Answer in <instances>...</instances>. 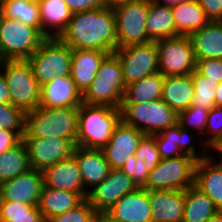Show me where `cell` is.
<instances>
[{
  "label": "cell",
  "mask_w": 222,
  "mask_h": 222,
  "mask_svg": "<svg viewBox=\"0 0 222 222\" xmlns=\"http://www.w3.org/2000/svg\"><path fill=\"white\" fill-rule=\"evenodd\" d=\"M59 39L72 50H99L112 54L117 49L113 8L102 7L73 13Z\"/></svg>",
  "instance_id": "6da1fadb"
},
{
  "label": "cell",
  "mask_w": 222,
  "mask_h": 222,
  "mask_svg": "<svg viewBox=\"0 0 222 222\" xmlns=\"http://www.w3.org/2000/svg\"><path fill=\"white\" fill-rule=\"evenodd\" d=\"M121 120V111L109 105L82 103L78 109L76 146L102 149Z\"/></svg>",
  "instance_id": "7a4b0ae2"
},
{
  "label": "cell",
  "mask_w": 222,
  "mask_h": 222,
  "mask_svg": "<svg viewBox=\"0 0 222 222\" xmlns=\"http://www.w3.org/2000/svg\"><path fill=\"white\" fill-rule=\"evenodd\" d=\"M79 107H41L26 112L25 133L22 137L64 139L77 138Z\"/></svg>",
  "instance_id": "3957f363"
},
{
  "label": "cell",
  "mask_w": 222,
  "mask_h": 222,
  "mask_svg": "<svg viewBox=\"0 0 222 222\" xmlns=\"http://www.w3.org/2000/svg\"><path fill=\"white\" fill-rule=\"evenodd\" d=\"M125 86L118 57L114 53L108 54L101 62L96 77L82 94V102L120 109Z\"/></svg>",
  "instance_id": "277c9868"
},
{
  "label": "cell",
  "mask_w": 222,
  "mask_h": 222,
  "mask_svg": "<svg viewBox=\"0 0 222 222\" xmlns=\"http://www.w3.org/2000/svg\"><path fill=\"white\" fill-rule=\"evenodd\" d=\"M201 155L186 153L175 158L161 159L149 172L143 188L148 191H185L194 185L195 167Z\"/></svg>",
  "instance_id": "5b68a950"
},
{
  "label": "cell",
  "mask_w": 222,
  "mask_h": 222,
  "mask_svg": "<svg viewBox=\"0 0 222 222\" xmlns=\"http://www.w3.org/2000/svg\"><path fill=\"white\" fill-rule=\"evenodd\" d=\"M73 50L59 38H46L27 59L38 84L70 75Z\"/></svg>",
  "instance_id": "8992f818"
},
{
  "label": "cell",
  "mask_w": 222,
  "mask_h": 222,
  "mask_svg": "<svg viewBox=\"0 0 222 222\" xmlns=\"http://www.w3.org/2000/svg\"><path fill=\"white\" fill-rule=\"evenodd\" d=\"M1 71L10 92V104L25 113L40 106L41 86L27 60H6Z\"/></svg>",
  "instance_id": "52a82bcc"
},
{
  "label": "cell",
  "mask_w": 222,
  "mask_h": 222,
  "mask_svg": "<svg viewBox=\"0 0 222 222\" xmlns=\"http://www.w3.org/2000/svg\"><path fill=\"white\" fill-rule=\"evenodd\" d=\"M121 120L145 135H155L174 126L178 114L162 99L145 103L121 104Z\"/></svg>",
  "instance_id": "ba28073f"
},
{
  "label": "cell",
  "mask_w": 222,
  "mask_h": 222,
  "mask_svg": "<svg viewBox=\"0 0 222 222\" xmlns=\"http://www.w3.org/2000/svg\"><path fill=\"white\" fill-rule=\"evenodd\" d=\"M45 39L35 27L16 19L0 18V51L6 60H27Z\"/></svg>",
  "instance_id": "9c48e42d"
},
{
  "label": "cell",
  "mask_w": 222,
  "mask_h": 222,
  "mask_svg": "<svg viewBox=\"0 0 222 222\" xmlns=\"http://www.w3.org/2000/svg\"><path fill=\"white\" fill-rule=\"evenodd\" d=\"M149 0H135L113 8L117 48L152 42L146 31Z\"/></svg>",
  "instance_id": "30bf717a"
},
{
  "label": "cell",
  "mask_w": 222,
  "mask_h": 222,
  "mask_svg": "<svg viewBox=\"0 0 222 222\" xmlns=\"http://www.w3.org/2000/svg\"><path fill=\"white\" fill-rule=\"evenodd\" d=\"M159 72L164 76L190 75L196 59L189 36H175L156 41Z\"/></svg>",
  "instance_id": "8fae6325"
},
{
  "label": "cell",
  "mask_w": 222,
  "mask_h": 222,
  "mask_svg": "<svg viewBox=\"0 0 222 222\" xmlns=\"http://www.w3.org/2000/svg\"><path fill=\"white\" fill-rule=\"evenodd\" d=\"M113 53L121 63L125 85L159 72L156 42L120 47Z\"/></svg>",
  "instance_id": "7c38bea8"
},
{
  "label": "cell",
  "mask_w": 222,
  "mask_h": 222,
  "mask_svg": "<svg viewBox=\"0 0 222 222\" xmlns=\"http://www.w3.org/2000/svg\"><path fill=\"white\" fill-rule=\"evenodd\" d=\"M30 168L43 171L73 155L76 139L22 137Z\"/></svg>",
  "instance_id": "4fadbf2b"
},
{
  "label": "cell",
  "mask_w": 222,
  "mask_h": 222,
  "mask_svg": "<svg viewBox=\"0 0 222 222\" xmlns=\"http://www.w3.org/2000/svg\"><path fill=\"white\" fill-rule=\"evenodd\" d=\"M137 188L132 178L121 169H111L108 176L87 193L86 200L103 215L120 198Z\"/></svg>",
  "instance_id": "5bb4252c"
},
{
  "label": "cell",
  "mask_w": 222,
  "mask_h": 222,
  "mask_svg": "<svg viewBox=\"0 0 222 222\" xmlns=\"http://www.w3.org/2000/svg\"><path fill=\"white\" fill-rule=\"evenodd\" d=\"M145 136L140 130L122 120L115 126L111 139L101 149L111 169H120L134 155Z\"/></svg>",
  "instance_id": "9a60e30c"
},
{
  "label": "cell",
  "mask_w": 222,
  "mask_h": 222,
  "mask_svg": "<svg viewBox=\"0 0 222 222\" xmlns=\"http://www.w3.org/2000/svg\"><path fill=\"white\" fill-rule=\"evenodd\" d=\"M103 216L109 222H153L148 190L137 188L127 193Z\"/></svg>",
  "instance_id": "2e32d148"
},
{
  "label": "cell",
  "mask_w": 222,
  "mask_h": 222,
  "mask_svg": "<svg viewBox=\"0 0 222 222\" xmlns=\"http://www.w3.org/2000/svg\"><path fill=\"white\" fill-rule=\"evenodd\" d=\"M43 186L42 171L31 168L0 184V200L38 206Z\"/></svg>",
  "instance_id": "e0dca14e"
},
{
  "label": "cell",
  "mask_w": 222,
  "mask_h": 222,
  "mask_svg": "<svg viewBox=\"0 0 222 222\" xmlns=\"http://www.w3.org/2000/svg\"><path fill=\"white\" fill-rule=\"evenodd\" d=\"M194 186L222 211V163L209 152H203L196 163Z\"/></svg>",
  "instance_id": "ac0fdd59"
},
{
  "label": "cell",
  "mask_w": 222,
  "mask_h": 222,
  "mask_svg": "<svg viewBox=\"0 0 222 222\" xmlns=\"http://www.w3.org/2000/svg\"><path fill=\"white\" fill-rule=\"evenodd\" d=\"M73 156L75 157L83 183V193H87L96 185L101 183L111 170L109 163L100 149H89L75 147Z\"/></svg>",
  "instance_id": "d6986e66"
},
{
  "label": "cell",
  "mask_w": 222,
  "mask_h": 222,
  "mask_svg": "<svg viewBox=\"0 0 222 222\" xmlns=\"http://www.w3.org/2000/svg\"><path fill=\"white\" fill-rule=\"evenodd\" d=\"M82 103V93L70 75L55 78L41 86V107H79Z\"/></svg>",
  "instance_id": "ffe728a7"
},
{
  "label": "cell",
  "mask_w": 222,
  "mask_h": 222,
  "mask_svg": "<svg viewBox=\"0 0 222 222\" xmlns=\"http://www.w3.org/2000/svg\"><path fill=\"white\" fill-rule=\"evenodd\" d=\"M153 222H182L185 191H148Z\"/></svg>",
  "instance_id": "44dd1931"
},
{
  "label": "cell",
  "mask_w": 222,
  "mask_h": 222,
  "mask_svg": "<svg viewBox=\"0 0 222 222\" xmlns=\"http://www.w3.org/2000/svg\"><path fill=\"white\" fill-rule=\"evenodd\" d=\"M44 185L57 190L83 192L80 169L72 155L42 171Z\"/></svg>",
  "instance_id": "7402d4cb"
},
{
  "label": "cell",
  "mask_w": 222,
  "mask_h": 222,
  "mask_svg": "<svg viewBox=\"0 0 222 222\" xmlns=\"http://www.w3.org/2000/svg\"><path fill=\"white\" fill-rule=\"evenodd\" d=\"M152 136L155 138L161 159L175 158L186 153H203L201 150H198L199 148L196 146V141L193 140L178 123Z\"/></svg>",
  "instance_id": "603a6c76"
},
{
  "label": "cell",
  "mask_w": 222,
  "mask_h": 222,
  "mask_svg": "<svg viewBox=\"0 0 222 222\" xmlns=\"http://www.w3.org/2000/svg\"><path fill=\"white\" fill-rule=\"evenodd\" d=\"M108 53L99 50L74 49L70 76L83 94L97 75L100 64Z\"/></svg>",
  "instance_id": "cb8c5ba5"
},
{
  "label": "cell",
  "mask_w": 222,
  "mask_h": 222,
  "mask_svg": "<svg viewBox=\"0 0 222 222\" xmlns=\"http://www.w3.org/2000/svg\"><path fill=\"white\" fill-rule=\"evenodd\" d=\"M85 198L86 195L83 192L57 190L44 185L38 202V209L45 222H48L54 216L77 207Z\"/></svg>",
  "instance_id": "d4e9b609"
},
{
  "label": "cell",
  "mask_w": 222,
  "mask_h": 222,
  "mask_svg": "<svg viewBox=\"0 0 222 222\" xmlns=\"http://www.w3.org/2000/svg\"><path fill=\"white\" fill-rule=\"evenodd\" d=\"M195 59H222V22L209 21L190 36Z\"/></svg>",
  "instance_id": "484cf974"
},
{
  "label": "cell",
  "mask_w": 222,
  "mask_h": 222,
  "mask_svg": "<svg viewBox=\"0 0 222 222\" xmlns=\"http://www.w3.org/2000/svg\"><path fill=\"white\" fill-rule=\"evenodd\" d=\"M38 5L42 34L46 38H59L66 29L73 12L64 0H41Z\"/></svg>",
  "instance_id": "4316f807"
},
{
  "label": "cell",
  "mask_w": 222,
  "mask_h": 222,
  "mask_svg": "<svg viewBox=\"0 0 222 222\" xmlns=\"http://www.w3.org/2000/svg\"><path fill=\"white\" fill-rule=\"evenodd\" d=\"M193 96L194 85L191 74L165 77L162 100L177 114L191 106Z\"/></svg>",
  "instance_id": "83f0119b"
},
{
  "label": "cell",
  "mask_w": 222,
  "mask_h": 222,
  "mask_svg": "<svg viewBox=\"0 0 222 222\" xmlns=\"http://www.w3.org/2000/svg\"><path fill=\"white\" fill-rule=\"evenodd\" d=\"M146 31L152 42L175 37V24L172 7L149 0Z\"/></svg>",
  "instance_id": "f1b7e54d"
},
{
  "label": "cell",
  "mask_w": 222,
  "mask_h": 222,
  "mask_svg": "<svg viewBox=\"0 0 222 222\" xmlns=\"http://www.w3.org/2000/svg\"><path fill=\"white\" fill-rule=\"evenodd\" d=\"M175 36H190L210 20L206 17L204 9L197 0L187 3H178L172 7Z\"/></svg>",
  "instance_id": "f546056e"
},
{
  "label": "cell",
  "mask_w": 222,
  "mask_h": 222,
  "mask_svg": "<svg viewBox=\"0 0 222 222\" xmlns=\"http://www.w3.org/2000/svg\"><path fill=\"white\" fill-rule=\"evenodd\" d=\"M165 77L160 73L125 86L122 104L145 103L162 99Z\"/></svg>",
  "instance_id": "4dcf8cb0"
},
{
  "label": "cell",
  "mask_w": 222,
  "mask_h": 222,
  "mask_svg": "<svg viewBox=\"0 0 222 222\" xmlns=\"http://www.w3.org/2000/svg\"><path fill=\"white\" fill-rule=\"evenodd\" d=\"M218 211L214 202L194 185L185 190L182 222H206Z\"/></svg>",
  "instance_id": "1f68e13d"
},
{
  "label": "cell",
  "mask_w": 222,
  "mask_h": 222,
  "mask_svg": "<svg viewBox=\"0 0 222 222\" xmlns=\"http://www.w3.org/2000/svg\"><path fill=\"white\" fill-rule=\"evenodd\" d=\"M28 153L21 140L0 155V184L30 170Z\"/></svg>",
  "instance_id": "d6a6232c"
},
{
  "label": "cell",
  "mask_w": 222,
  "mask_h": 222,
  "mask_svg": "<svg viewBox=\"0 0 222 222\" xmlns=\"http://www.w3.org/2000/svg\"><path fill=\"white\" fill-rule=\"evenodd\" d=\"M2 16L16 19L41 31L39 5L26 0H1Z\"/></svg>",
  "instance_id": "836d02e7"
},
{
  "label": "cell",
  "mask_w": 222,
  "mask_h": 222,
  "mask_svg": "<svg viewBox=\"0 0 222 222\" xmlns=\"http://www.w3.org/2000/svg\"><path fill=\"white\" fill-rule=\"evenodd\" d=\"M2 222H45L38 206L0 200Z\"/></svg>",
  "instance_id": "e575fe53"
},
{
  "label": "cell",
  "mask_w": 222,
  "mask_h": 222,
  "mask_svg": "<svg viewBox=\"0 0 222 222\" xmlns=\"http://www.w3.org/2000/svg\"><path fill=\"white\" fill-rule=\"evenodd\" d=\"M208 111L201 106L191 105L178 113L177 123L193 140L196 139L195 141L198 142L201 135L205 133Z\"/></svg>",
  "instance_id": "d590c367"
},
{
  "label": "cell",
  "mask_w": 222,
  "mask_h": 222,
  "mask_svg": "<svg viewBox=\"0 0 222 222\" xmlns=\"http://www.w3.org/2000/svg\"><path fill=\"white\" fill-rule=\"evenodd\" d=\"M194 85L192 106H201L210 110L215 107L214 96L219 84L207 76L200 74L196 69L191 73Z\"/></svg>",
  "instance_id": "8d00e7d4"
},
{
  "label": "cell",
  "mask_w": 222,
  "mask_h": 222,
  "mask_svg": "<svg viewBox=\"0 0 222 222\" xmlns=\"http://www.w3.org/2000/svg\"><path fill=\"white\" fill-rule=\"evenodd\" d=\"M198 141L202 152H211L222 141V107L215 106L208 111L205 133Z\"/></svg>",
  "instance_id": "74e56055"
},
{
  "label": "cell",
  "mask_w": 222,
  "mask_h": 222,
  "mask_svg": "<svg viewBox=\"0 0 222 222\" xmlns=\"http://www.w3.org/2000/svg\"><path fill=\"white\" fill-rule=\"evenodd\" d=\"M25 114L12 104L0 103V129L14 131L22 139L25 133Z\"/></svg>",
  "instance_id": "f35d334b"
},
{
  "label": "cell",
  "mask_w": 222,
  "mask_h": 222,
  "mask_svg": "<svg viewBox=\"0 0 222 222\" xmlns=\"http://www.w3.org/2000/svg\"><path fill=\"white\" fill-rule=\"evenodd\" d=\"M99 216L85 198L77 207L54 216L48 222H95Z\"/></svg>",
  "instance_id": "ab89813d"
},
{
  "label": "cell",
  "mask_w": 222,
  "mask_h": 222,
  "mask_svg": "<svg viewBox=\"0 0 222 222\" xmlns=\"http://www.w3.org/2000/svg\"><path fill=\"white\" fill-rule=\"evenodd\" d=\"M138 159L144 161L147 170L150 172L161 161L155 138L151 135H145L135 152Z\"/></svg>",
  "instance_id": "60d3db41"
},
{
  "label": "cell",
  "mask_w": 222,
  "mask_h": 222,
  "mask_svg": "<svg viewBox=\"0 0 222 222\" xmlns=\"http://www.w3.org/2000/svg\"><path fill=\"white\" fill-rule=\"evenodd\" d=\"M120 169L132 178L138 188H143L145 186L149 171L147 170L144 161L138 159L135 154L129 156Z\"/></svg>",
  "instance_id": "b9f144b4"
},
{
  "label": "cell",
  "mask_w": 222,
  "mask_h": 222,
  "mask_svg": "<svg viewBox=\"0 0 222 222\" xmlns=\"http://www.w3.org/2000/svg\"><path fill=\"white\" fill-rule=\"evenodd\" d=\"M196 70L200 74L216 80L218 84L222 82V59L206 58L196 60Z\"/></svg>",
  "instance_id": "7bdbcfd3"
},
{
  "label": "cell",
  "mask_w": 222,
  "mask_h": 222,
  "mask_svg": "<svg viewBox=\"0 0 222 222\" xmlns=\"http://www.w3.org/2000/svg\"><path fill=\"white\" fill-rule=\"evenodd\" d=\"M204 9L210 21H220L222 18V0H197Z\"/></svg>",
  "instance_id": "ee69618b"
},
{
  "label": "cell",
  "mask_w": 222,
  "mask_h": 222,
  "mask_svg": "<svg viewBox=\"0 0 222 222\" xmlns=\"http://www.w3.org/2000/svg\"><path fill=\"white\" fill-rule=\"evenodd\" d=\"M73 13L105 7L104 0H64Z\"/></svg>",
  "instance_id": "f6af8a7d"
},
{
  "label": "cell",
  "mask_w": 222,
  "mask_h": 222,
  "mask_svg": "<svg viewBox=\"0 0 222 222\" xmlns=\"http://www.w3.org/2000/svg\"><path fill=\"white\" fill-rule=\"evenodd\" d=\"M22 139L14 132L6 129H0V155L13 148Z\"/></svg>",
  "instance_id": "bcb514c9"
},
{
  "label": "cell",
  "mask_w": 222,
  "mask_h": 222,
  "mask_svg": "<svg viewBox=\"0 0 222 222\" xmlns=\"http://www.w3.org/2000/svg\"><path fill=\"white\" fill-rule=\"evenodd\" d=\"M0 103L10 104V92L2 71H0Z\"/></svg>",
  "instance_id": "7dc6e473"
},
{
  "label": "cell",
  "mask_w": 222,
  "mask_h": 222,
  "mask_svg": "<svg viewBox=\"0 0 222 222\" xmlns=\"http://www.w3.org/2000/svg\"><path fill=\"white\" fill-rule=\"evenodd\" d=\"M154 1H156L160 5L173 7L177 5L178 3H187V2H192L195 0H154Z\"/></svg>",
  "instance_id": "c3c4849f"
},
{
  "label": "cell",
  "mask_w": 222,
  "mask_h": 222,
  "mask_svg": "<svg viewBox=\"0 0 222 222\" xmlns=\"http://www.w3.org/2000/svg\"><path fill=\"white\" fill-rule=\"evenodd\" d=\"M209 153L212 154L219 162L222 163V141L216 147H214Z\"/></svg>",
  "instance_id": "681fc988"
},
{
  "label": "cell",
  "mask_w": 222,
  "mask_h": 222,
  "mask_svg": "<svg viewBox=\"0 0 222 222\" xmlns=\"http://www.w3.org/2000/svg\"><path fill=\"white\" fill-rule=\"evenodd\" d=\"M135 0H104L105 7L114 8L120 4H124Z\"/></svg>",
  "instance_id": "f907efd6"
},
{
  "label": "cell",
  "mask_w": 222,
  "mask_h": 222,
  "mask_svg": "<svg viewBox=\"0 0 222 222\" xmlns=\"http://www.w3.org/2000/svg\"><path fill=\"white\" fill-rule=\"evenodd\" d=\"M214 101L215 106L222 107V82L219 83L218 89L215 92Z\"/></svg>",
  "instance_id": "816d5d0a"
},
{
  "label": "cell",
  "mask_w": 222,
  "mask_h": 222,
  "mask_svg": "<svg viewBox=\"0 0 222 222\" xmlns=\"http://www.w3.org/2000/svg\"><path fill=\"white\" fill-rule=\"evenodd\" d=\"M206 222H222V211H218L212 217H210Z\"/></svg>",
  "instance_id": "f5cc1de1"
},
{
  "label": "cell",
  "mask_w": 222,
  "mask_h": 222,
  "mask_svg": "<svg viewBox=\"0 0 222 222\" xmlns=\"http://www.w3.org/2000/svg\"><path fill=\"white\" fill-rule=\"evenodd\" d=\"M5 61H6V59L3 57V55H2V53L0 51V71H1Z\"/></svg>",
  "instance_id": "db71d44e"
},
{
  "label": "cell",
  "mask_w": 222,
  "mask_h": 222,
  "mask_svg": "<svg viewBox=\"0 0 222 222\" xmlns=\"http://www.w3.org/2000/svg\"><path fill=\"white\" fill-rule=\"evenodd\" d=\"M95 222H109L103 215H100Z\"/></svg>",
  "instance_id": "11a10c76"
},
{
  "label": "cell",
  "mask_w": 222,
  "mask_h": 222,
  "mask_svg": "<svg viewBox=\"0 0 222 222\" xmlns=\"http://www.w3.org/2000/svg\"><path fill=\"white\" fill-rule=\"evenodd\" d=\"M29 1L31 3H35V4H39L41 2V0H26Z\"/></svg>",
  "instance_id": "9f6ffc18"
},
{
  "label": "cell",
  "mask_w": 222,
  "mask_h": 222,
  "mask_svg": "<svg viewBox=\"0 0 222 222\" xmlns=\"http://www.w3.org/2000/svg\"><path fill=\"white\" fill-rule=\"evenodd\" d=\"M2 16V4H1V0H0V18Z\"/></svg>",
  "instance_id": "6f0895ef"
}]
</instances>
